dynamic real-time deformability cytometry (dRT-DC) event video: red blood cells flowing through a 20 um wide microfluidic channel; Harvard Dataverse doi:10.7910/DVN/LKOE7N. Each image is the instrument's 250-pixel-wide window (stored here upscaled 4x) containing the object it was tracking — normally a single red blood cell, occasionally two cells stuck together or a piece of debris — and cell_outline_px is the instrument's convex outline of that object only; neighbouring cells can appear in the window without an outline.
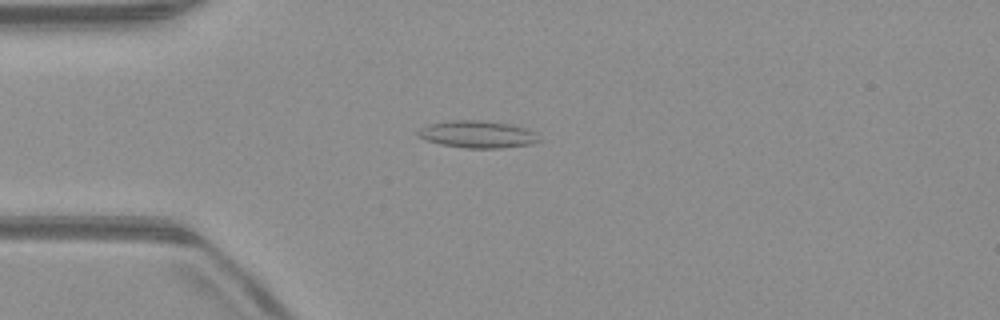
{"species": "common noctule bat (a hibernating species)", "species_latin": "Nyctalus noctula", "temperature_condition": "warm", "stored_images_in_passage": 47, "camera_frame_rate_fps": 3000, "um_per_image_px": 0.085, "animal": {"sex": "male", "body_mass_g": 23.1, "forearm_length_mm": 52.7}, "frame": {"image": 1, "passage_image": 9, "time_ms": 2.667, "image_size_px": [1000, 320], "cell_outline_px": [[544, 140], [532, 144], [500, 148], [464, 148], [440, 144], [428, 140], [420, 136], [416, 132], [420, 128], [432, 124], [452, 120], [484, 120], [508, 124], [524, 128], [536, 132]], "centroid_in_image_um": [40.67, 11.42], "position_along_channel_um": 44.3, "area_um2": 19.13}}
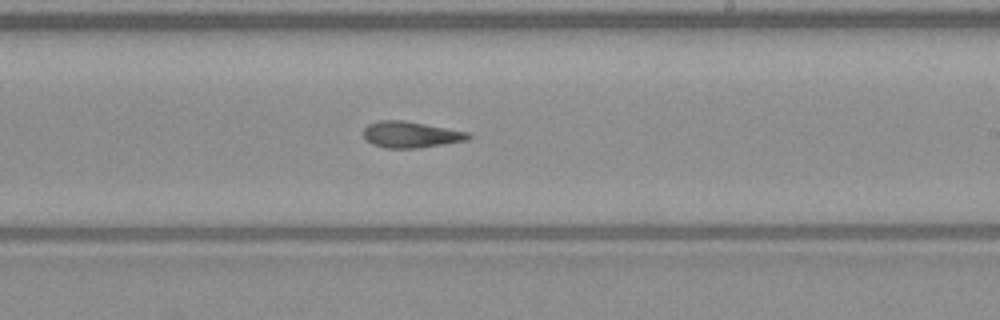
{"frame": {"image": 2, "passage_image": 26, "time_ms": 8.333, "image_size_px": [1000, 320], "cell_outline_px": [[472, 136], [468, 140], [416, 148], [384, 148], [372, 144], [364, 136], [364, 128], [368, 124], [380, 120], [404, 120], [468, 132]], "centroid_in_image_um": [34.9, 11.43], "position_along_channel_um": 254.1, "area_um2": 15.9}}
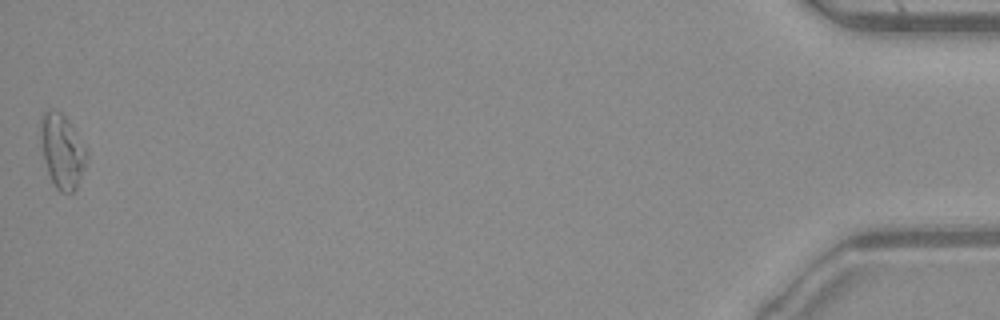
{"frame": {"image": 3, "passage_image": 47, "time_ms": 15.333, "image_size_px": [1000, 320], "cell_outline_px": [[88, 156], [84, 168], [76, 188], [72, 192], [60, 192], [56, 188], [48, 172], [44, 160], [40, 140], [40, 116], [48, 108], [52, 108], [60, 112], [68, 120], [84, 144], [88, 152]], "centroid_in_image_um": [5.27, 12.8], "position_along_channel_um": 429.9, "area_um2": 19.94}, "authors_computed_cell_mechanics": {"area_um2": 16.762, "velocity_mm_per_s": 4.0045, "shape_relaxation_time_tau1_ms": null, "shape_relaxation_time_tau2_ms": 5.2316, "deformation_change_tau1": null, "deformation_change_tau2": 0.1477}}